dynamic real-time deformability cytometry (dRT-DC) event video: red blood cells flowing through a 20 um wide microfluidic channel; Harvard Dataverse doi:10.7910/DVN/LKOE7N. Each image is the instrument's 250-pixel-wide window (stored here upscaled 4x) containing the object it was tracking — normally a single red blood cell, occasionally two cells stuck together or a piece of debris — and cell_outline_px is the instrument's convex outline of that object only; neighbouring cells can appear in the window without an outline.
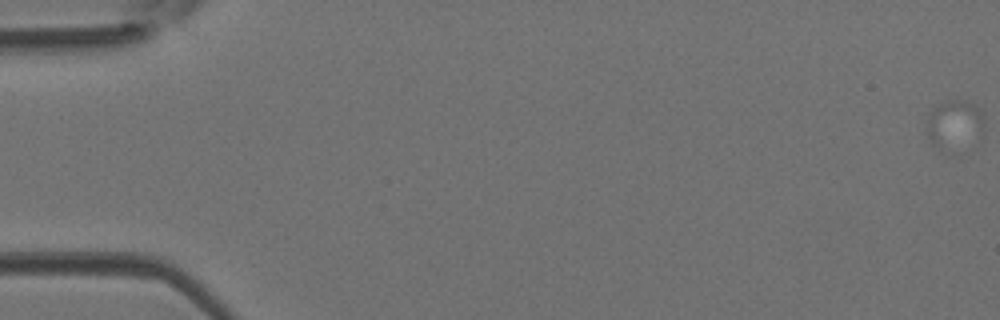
{"species": "Egyptian fruit bat (a non-hibernating species)", "species_latin": "Rousettus aegyptiacus", "temperature_condition": "room temperature", "stored_images_in_passage": 67, "camera_frame_rate_fps": 3000, "um_per_image_px": 0.085, "animal": {"sex": "female"}, "frame": {"image": 1, "passage_image": 1, "time_ms": 0.0, "image_size_px": [1000, 320], "cell_outline_px": [[984, 136], [952, 156], [932, 144], [928, 140], [928, 112], [936, 104], [944, 100], [960, 100], [972, 104], [980, 108], [984, 116]], "centroid_in_image_um": [81.17, 10.67], "position_along_channel_um": 3.8, "area_um2": 17.63}}
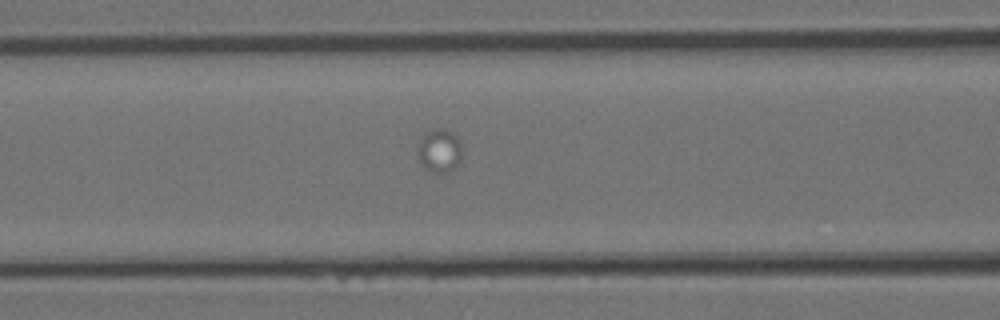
{"frame": {"image": 2, "passage_image": 29, "time_ms": 9.333, "image_size_px": [1000, 320], "cell_outline_px": [[460, 160], [452, 168], [444, 172], [436, 172], [428, 168], [416, 160], [420, 140], [424, 132], [436, 128], [444, 128], [452, 132], [456, 136], [460, 144]], "centroid_in_image_um": [37.31, 12.75], "position_along_channel_um": 129.3, "area_um2": 10.92}}
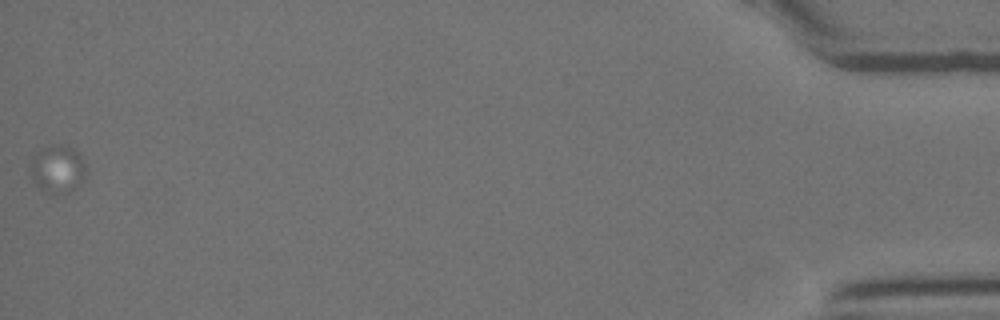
{"frame": {"image": 3, "passage_image": 67, "time_ms": 22.0, "image_size_px": [1000, 320], "cell_outline_px": [[88, 172], [68, 192], [44, 192], [36, 184], [32, 176], [32, 160], [36, 152], [52, 144], [64, 144], [72, 148], [84, 160]], "centroid_in_image_um": [4.91, 14.32], "position_along_channel_um": 430.3, "area_um2": 14.97}}